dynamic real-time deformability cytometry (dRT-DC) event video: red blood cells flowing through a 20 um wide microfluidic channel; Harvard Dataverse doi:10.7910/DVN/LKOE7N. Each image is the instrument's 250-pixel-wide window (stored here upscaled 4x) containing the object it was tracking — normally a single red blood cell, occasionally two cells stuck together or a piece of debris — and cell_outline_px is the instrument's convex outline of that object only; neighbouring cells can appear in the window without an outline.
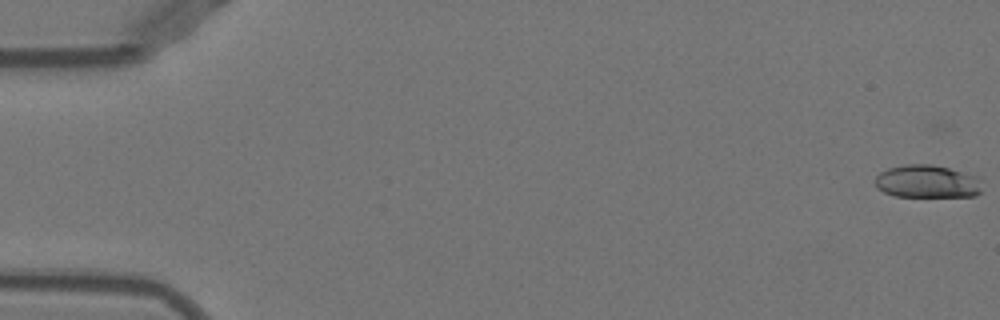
{"species": "Egyptian fruit bat (a non-hibernating species)", "species_latin": "Rousettus aegyptiacus", "temperature_condition": "warm", "stored_images_in_passage": 52, "camera_frame_rate_fps": 3000, "um_per_image_px": 0.085, "animal": {"sex": "female"}, "frame": {"image": 1, "passage_image": 1, "time_ms": 0.0, "image_size_px": [1000, 320], "cell_outline_px": [[980, 192], [976, 196], [896, 196], [884, 192], [876, 188], [876, 176], [880, 172], [888, 168], [904, 164], [932, 164], [980, 176]], "centroid_in_image_um": [78.81, 15.42], "position_along_channel_um": 6.2, "area_um2": 20.52}}
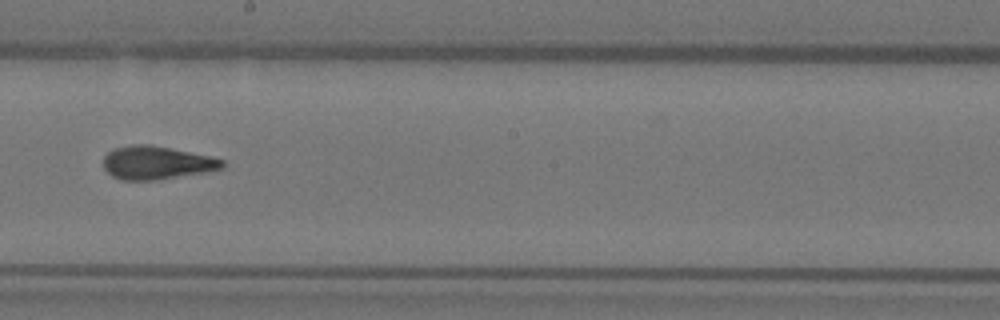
{"frame": {"image": 2, "passage_image": 30, "time_ms": 9.667, "image_size_px": [1000, 320], "cell_outline_px": [[224, 168], [204, 172], [156, 180], [120, 180], [112, 176], [104, 168], [104, 156], [108, 152], [116, 148], [132, 144], [148, 144], [212, 156], [224, 160]], "centroid_in_image_um": [13.31, 13.83], "position_along_channel_um": 234.9, "area_um2": 22.95}}
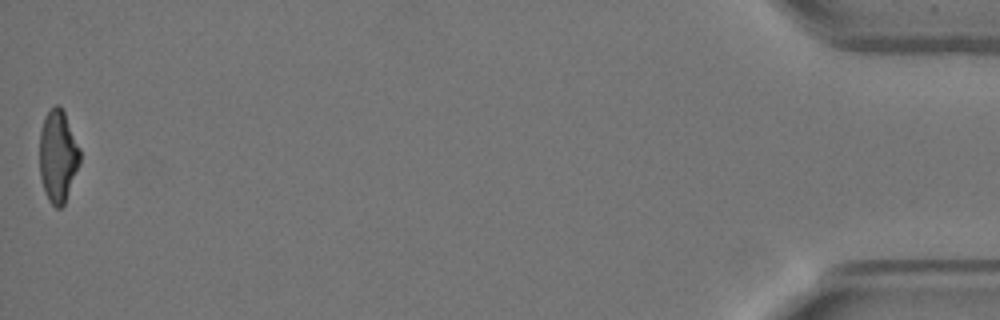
{"frame": {"image": 3, "passage_image": 52, "time_ms": 17.0, "image_size_px": [1000, 320], "cell_outline_px": [[80, 164], [64, 204], [60, 208], [56, 208], [48, 200], [44, 192], [40, 176], [40, 132], [44, 116], [56, 104], [60, 104], [64, 112], [80, 148]], "centroid_in_image_um": [4.92, 13.28], "position_along_channel_um": 430.3, "area_um2": 21.73}, "authors_computed_cell_mechanics": {"area_um2": 22.3975, "velocity_mm_per_s": 3.9667, "shape_relaxation_time_tau1_ms": 8.9545, "shape_relaxation_time_tau2_ms": 1.8993, "deformation_change_tau1": 0.2737, "deformation_change_tau2": 0.1045}}